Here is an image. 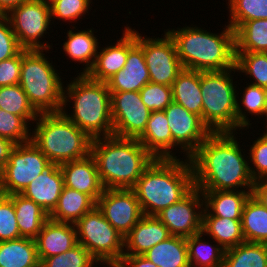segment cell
Instances as JSON below:
<instances>
[{
	"instance_id": "11",
	"label": "cell",
	"mask_w": 267,
	"mask_h": 267,
	"mask_svg": "<svg viewBox=\"0 0 267 267\" xmlns=\"http://www.w3.org/2000/svg\"><path fill=\"white\" fill-rule=\"evenodd\" d=\"M52 163L30 140L16 144L8 162L1 169V188L3 195L22 193L38 175Z\"/></svg>"
},
{
	"instance_id": "17",
	"label": "cell",
	"mask_w": 267,
	"mask_h": 267,
	"mask_svg": "<svg viewBox=\"0 0 267 267\" xmlns=\"http://www.w3.org/2000/svg\"><path fill=\"white\" fill-rule=\"evenodd\" d=\"M150 76L143 49L137 44L136 30L128 25V56L124 67L106 81L110 92H139Z\"/></svg>"
},
{
	"instance_id": "8",
	"label": "cell",
	"mask_w": 267,
	"mask_h": 267,
	"mask_svg": "<svg viewBox=\"0 0 267 267\" xmlns=\"http://www.w3.org/2000/svg\"><path fill=\"white\" fill-rule=\"evenodd\" d=\"M237 67L201 72L202 121L212 133L236 132ZM233 74V75H232Z\"/></svg>"
},
{
	"instance_id": "5",
	"label": "cell",
	"mask_w": 267,
	"mask_h": 267,
	"mask_svg": "<svg viewBox=\"0 0 267 267\" xmlns=\"http://www.w3.org/2000/svg\"><path fill=\"white\" fill-rule=\"evenodd\" d=\"M90 155L105 189H131L154 159L138 139L114 135L94 138Z\"/></svg>"
},
{
	"instance_id": "26",
	"label": "cell",
	"mask_w": 267,
	"mask_h": 267,
	"mask_svg": "<svg viewBox=\"0 0 267 267\" xmlns=\"http://www.w3.org/2000/svg\"><path fill=\"white\" fill-rule=\"evenodd\" d=\"M203 195L204 210L202 215L222 218L242 219V211L252 190H200Z\"/></svg>"
},
{
	"instance_id": "20",
	"label": "cell",
	"mask_w": 267,
	"mask_h": 267,
	"mask_svg": "<svg viewBox=\"0 0 267 267\" xmlns=\"http://www.w3.org/2000/svg\"><path fill=\"white\" fill-rule=\"evenodd\" d=\"M66 33V40L61 44L63 51L72 62H78L84 68H80L81 71L77 74H87L95 63L97 52L101 46L97 38V32L92 28H83L78 30L77 26L71 25ZM96 34V35H95ZM100 44V45H99Z\"/></svg>"
},
{
	"instance_id": "43",
	"label": "cell",
	"mask_w": 267,
	"mask_h": 267,
	"mask_svg": "<svg viewBox=\"0 0 267 267\" xmlns=\"http://www.w3.org/2000/svg\"><path fill=\"white\" fill-rule=\"evenodd\" d=\"M259 137L245 146L248 152L249 170L254 181L267 178V127L262 133H257Z\"/></svg>"
},
{
	"instance_id": "32",
	"label": "cell",
	"mask_w": 267,
	"mask_h": 267,
	"mask_svg": "<svg viewBox=\"0 0 267 267\" xmlns=\"http://www.w3.org/2000/svg\"><path fill=\"white\" fill-rule=\"evenodd\" d=\"M0 267H40L35 239L21 237L0 242Z\"/></svg>"
},
{
	"instance_id": "3",
	"label": "cell",
	"mask_w": 267,
	"mask_h": 267,
	"mask_svg": "<svg viewBox=\"0 0 267 267\" xmlns=\"http://www.w3.org/2000/svg\"><path fill=\"white\" fill-rule=\"evenodd\" d=\"M194 187L190 159L179 157L154 158L131 189L143 214L156 216L164 208L185 197Z\"/></svg>"
},
{
	"instance_id": "25",
	"label": "cell",
	"mask_w": 267,
	"mask_h": 267,
	"mask_svg": "<svg viewBox=\"0 0 267 267\" xmlns=\"http://www.w3.org/2000/svg\"><path fill=\"white\" fill-rule=\"evenodd\" d=\"M137 139L154 158L172 159V133L164 111L151 112Z\"/></svg>"
},
{
	"instance_id": "7",
	"label": "cell",
	"mask_w": 267,
	"mask_h": 267,
	"mask_svg": "<svg viewBox=\"0 0 267 267\" xmlns=\"http://www.w3.org/2000/svg\"><path fill=\"white\" fill-rule=\"evenodd\" d=\"M44 51L50 53L44 49H22L19 85L39 114L61 112L65 78Z\"/></svg>"
},
{
	"instance_id": "13",
	"label": "cell",
	"mask_w": 267,
	"mask_h": 267,
	"mask_svg": "<svg viewBox=\"0 0 267 267\" xmlns=\"http://www.w3.org/2000/svg\"><path fill=\"white\" fill-rule=\"evenodd\" d=\"M163 111L172 133V159L182 153L184 159H189L212 132L199 115L173 101ZM177 152L180 155L176 156Z\"/></svg>"
},
{
	"instance_id": "30",
	"label": "cell",
	"mask_w": 267,
	"mask_h": 267,
	"mask_svg": "<svg viewBox=\"0 0 267 267\" xmlns=\"http://www.w3.org/2000/svg\"><path fill=\"white\" fill-rule=\"evenodd\" d=\"M201 231L225 250L245 242L241 219L202 215Z\"/></svg>"
},
{
	"instance_id": "38",
	"label": "cell",
	"mask_w": 267,
	"mask_h": 267,
	"mask_svg": "<svg viewBox=\"0 0 267 267\" xmlns=\"http://www.w3.org/2000/svg\"><path fill=\"white\" fill-rule=\"evenodd\" d=\"M0 108L24 117L31 125L39 116L19 84L0 87Z\"/></svg>"
},
{
	"instance_id": "10",
	"label": "cell",
	"mask_w": 267,
	"mask_h": 267,
	"mask_svg": "<svg viewBox=\"0 0 267 267\" xmlns=\"http://www.w3.org/2000/svg\"><path fill=\"white\" fill-rule=\"evenodd\" d=\"M6 17L9 19L17 41L23 49H53V43L51 45L48 40L42 39L47 38L45 36L47 34L50 36L48 31L52 30L53 27L48 0L24 2L11 10Z\"/></svg>"
},
{
	"instance_id": "19",
	"label": "cell",
	"mask_w": 267,
	"mask_h": 267,
	"mask_svg": "<svg viewBox=\"0 0 267 267\" xmlns=\"http://www.w3.org/2000/svg\"><path fill=\"white\" fill-rule=\"evenodd\" d=\"M39 261L64 253L78 244L74 224L53 221L44 223L35 238Z\"/></svg>"
},
{
	"instance_id": "34",
	"label": "cell",
	"mask_w": 267,
	"mask_h": 267,
	"mask_svg": "<svg viewBox=\"0 0 267 267\" xmlns=\"http://www.w3.org/2000/svg\"><path fill=\"white\" fill-rule=\"evenodd\" d=\"M204 236L201 231L186 238L190 267H214L223 263L225 249L215 240L209 242L210 238L205 239Z\"/></svg>"
},
{
	"instance_id": "42",
	"label": "cell",
	"mask_w": 267,
	"mask_h": 267,
	"mask_svg": "<svg viewBox=\"0 0 267 267\" xmlns=\"http://www.w3.org/2000/svg\"><path fill=\"white\" fill-rule=\"evenodd\" d=\"M32 125L24 117L9 113L0 108V137L15 144L31 140Z\"/></svg>"
},
{
	"instance_id": "51",
	"label": "cell",
	"mask_w": 267,
	"mask_h": 267,
	"mask_svg": "<svg viewBox=\"0 0 267 267\" xmlns=\"http://www.w3.org/2000/svg\"><path fill=\"white\" fill-rule=\"evenodd\" d=\"M27 1L30 0H0V15L6 16L15 7Z\"/></svg>"
},
{
	"instance_id": "48",
	"label": "cell",
	"mask_w": 267,
	"mask_h": 267,
	"mask_svg": "<svg viewBox=\"0 0 267 267\" xmlns=\"http://www.w3.org/2000/svg\"><path fill=\"white\" fill-rule=\"evenodd\" d=\"M114 267H158L143 255H123Z\"/></svg>"
},
{
	"instance_id": "18",
	"label": "cell",
	"mask_w": 267,
	"mask_h": 267,
	"mask_svg": "<svg viewBox=\"0 0 267 267\" xmlns=\"http://www.w3.org/2000/svg\"><path fill=\"white\" fill-rule=\"evenodd\" d=\"M63 175L64 186L89 195L95 202L103 194L97 165L89 155L83 159L68 161L59 165Z\"/></svg>"
},
{
	"instance_id": "1",
	"label": "cell",
	"mask_w": 267,
	"mask_h": 267,
	"mask_svg": "<svg viewBox=\"0 0 267 267\" xmlns=\"http://www.w3.org/2000/svg\"><path fill=\"white\" fill-rule=\"evenodd\" d=\"M237 134L211 133L189 158L196 188L218 191L252 190L254 180L249 170L248 153L246 148H242L246 143L241 145Z\"/></svg>"
},
{
	"instance_id": "31",
	"label": "cell",
	"mask_w": 267,
	"mask_h": 267,
	"mask_svg": "<svg viewBox=\"0 0 267 267\" xmlns=\"http://www.w3.org/2000/svg\"><path fill=\"white\" fill-rule=\"evenodd\" d=\"M158 267H190L186 238L171 235L143 254Z\"/></svg>"
},
{
	"instance_id": "35",
	"label": "cell",
	"mask_w": 267,
	"mask_h": 267,
	"mask_svg": "<svg viewBox=\"0 0 267 267\" xmlns=\"http://www.w3.org/2000/svg\"><path fill=\"white\" fill-rule=\"evenodd\" d=\"M224 267H267V244L243 242L225 250Z\"/></svg>"
},
{
	"instance_id": "37",
	"label": "cell",
	"mask_w": 267,
	"mask_h": 267,
	"mask_svg": "<svg viewBox=\"0 0 267 267\" xmlns=\"http://www.w3.org/2000/svg\"><path fill=\"white\" fill-rule=\"evenodd\" d=\"M228 25L236 31L244 22L267 19V0H226Z\"/></svg>"
},
{
	"instance_id": "40",
	"label": "cell",
	"mask_w": 267,
	"mask_h": 267,
	"mask_svg": "<svg viewBox=\"0 0 267 267\" xmlns=\"http://www.w3.org/2000/svg\"><path fill=\"white\" fill-rule=\"evenodd\" d=\"M51 21L55 27V19L63 22L78 23L80 19H85V15H90L92 10V0H49ZM92 3V4H91ZM90 10V12H89Z\"/></svg>"
},
{
	"instance_id": "4",
	"label": "cell",
	"mask_w": 267,
	"mask_h": 267,
	"mask_svg": "<svg viewBox=\"0 0 267 267\" xmlns=\"http://www.w3.org/2000/svg\"><path fill=\"white\" fill-rule=\"evenodd\" d=\"M70 79L64 84L61 112L92 139L112 136L111 93L107 83L92 80L86 74ZM68 109H72L71 113Z\"/></svg>"
},
{
	"instance_id": "49",
	"label": "cell",
	"mask_w": 267,
	"mask_h": 267,
	"mask_svg": "<svg viewBox=\"0 0 267 267\" xmlns=\"http://www.w3.org/2000/svg\"><path fill=\"white\" fill-rule=\"evenodd\" d=\"M251 195L267 208V178L254 181Z\"/></svg>"
},
{
	"instance_id": "9",
	"label": "cell",
	"mask_w": 267,
	"mask_h": 267,
	"mask_svg": "<svg viewBox=\"0 0 267 267\" xmlns=\"http://www.w3.org/2000/svg\"><path fill=\"white\" fill-rule=\"evenodd\" d=\"M74 225L78 244L84 246L103 267H114L123 257L124 236L107 221L97 206Z\"/></svg>"
},
{
	"instance_id": "23",
	"label": "cell",
	"mask_w": 267,
	"mask_h": 267,
	"mask_svg": "<svg viewBox=\"0 0 267 267\" xmlns=\"http://www.w3.org/2000/svg\"><path fill=\"white\" fill-rule=\"evenodd\" d=\"M126 26L116 43L110 40L111 44L99 47L95 63L86 74L90 79L106 82L124 67L128 56V24Z\"/></svg>"
},
{
	"instance_id": "44",
	"label": "cell",
	"mask_w": 267,
	"mask_h": 267,
	"mask_svg": "<svg viewBox=\"0 0 267 267\" xmlns=\"http://www.w3.org/2000/svg\"><path fill=\"white\" fill-rule=\"evenodd\" d=\"M139 92L151 112L163 111L173 101L172 88L168 85L149 82Z\"/></svg>"
},
{
	"instance_id": "16",
	"label": "cell",
	"mask_w": 267,
	"mask_h": 267,
	"mask_svg": "<svg viewBox=\"0 0 267 267\" xmlns=\"http://www.w3.org/2000/svg\"><path fill=\"white\" fill-rule=\"evenodd\" d=\"M96 206L107 221L126 236L144 216L140 203L132 189H104Z\"/></svg>"
},
{
	"instance_id": "50",
	"label": "cell",
	"mask_w": 267,
	"mask_h": 267,
	"mask_svg": "<svg viewBox=\"0 0 267 267\" xmlns=\"http://www.w3.org/2000/svg\"><path fill=\"white\" fill-rule=\"evenodd\" d=\"M16 144L9 139L0 137V170L8 162L10 153Z\"/></svg>"
},
{
	"instance_id": "29",
	"label": "cell",
	"mask_w": 267,
	"mask_h": 267,
	"mask_svg": "<svg viewBox=\"0 0 267 267\" xmlns=\"http://www.w3.org/2000/svg\"><path fill=\"white\" fill-rule=\"evenodd\" d=\"M95 206L96 202L89 195L64 186L49 218L57 222L75 224Z\"/></svg>"
},
{
	"instance_id": "41",
	"label": "cell",
	"mask_w": 267,
	"mask_h": 267,
	"mask_svg": "<svg viewBox=\"0 0 267 267\" xmlns=\"http://www.w3.org/2000/svg\"><path fill=\"white\" fill-rule=\"evenodd\" d=\"M99 264L84 246L77 244L64 253L43 259L40 267H98Z\"/></svg>"
},
{
	"instance_id": "46",
	"label": "cell",
	"mask_w": 267,
	"mask_h": 267,
	"mask_svg": "<svg viewBox=\"0 0 267 267\" xmlns=\"http://www.w3.org/2000/svg\"><path fill=\"white\" fill-rule=\"evenodd\" d=\"M22 49L9 19L6 16L0 15V61L16 56Z\"/></svg>"
},
{
	"instance_id": "6",
	"label": "cell",
	"mask_w": 267,
	"mask_h": 267,
	"mask_svg": "<svg viewBox=\"0 0 267 267\" xmlns=\"http://www.w3.org/2000/svg\"><path fill=\"white\" fill-rule=\"evenodd\" d=\"M34 123L31 141L52 164L60 165L90 155L93 139L62 112L40 113Z\"/></svg>"
},
{
	"instance_id": "14",
	"label": "cell",
	"mask_w": 267,
	"mask_h": 267,
	"mask_svg": "<svg viewBox=\"0 0 267 267\" xmlns=\"http://www.w3.org/2000/svg\"><path fill=\"white\" fill-rule=\"evenodd\" d=\"M111 93L113 135L137 139L145 130L151 111L142 102L140 92Z\"/></svg>"
},
{
	"instance_id": "52",
	"label": "cell",
	"mask_w": 267,
	"mask_h": 267,
	"mask_svg": "<svg viewBox=\"0 0 267 267\" xmlns=\"http://www.w3.org/2000/svg\"><path fill=\"white\" fill-rule=\"evenodd\" d=\"M0 195H2V188H1V170H0Z\"/></svg>"
},
{
	"instance_id": "28",
	"label": "cell",
	"mask_w": 267,
	"mask_h": 267,
	"mask_svg": "<svg viewBox=\"0 0 267 267\" xmlns=\"http://www.w3.org/2000/svg\"><path fill=\"white\" fill-rule=\"evenodd\" d=\"M7 196L14 203L20 236L35 239L44 223L49 219V214L21 193Z\"/></svg>"
},
{
	"instance_id": "27",
	"label": "cell",
	"mask_w": 267,
	"mask_h": 267,
	"mask_svg": "<svg viewBox=\"0 0 267 267\" xmlns=\"http://www.w3.org/2000/svg\"><path fill=\"white\" fill-rule=\"evenodd\" d=\"M201 72L183 69L172 83L173 102L202 118Z\"/></svg>"
},
{
	"instance_id": "36",
	"label": "cell",
	"mask_w": 267,
	"mask_h": 267,
	"mask_svg": "<svg viewBox=\"0 0 267 267\" xmlns=\"http://www.w3.org/2000/svg\"><path fill=\"white\" fill-rule=\"evenodd\" d=\"M235 52H267V19L244 22L235 31Z\"/></svg>"
},
{
	"instance_id": "33",
	"label": "cell",
	"mask_w": 267,
	"mask_h": 267,
	"mask_svg": "<svg viewBox=\"0 0 267 267\" xmlns=\"http://www.w3.org/2000/svg\"><path fill=\"white\" fill-rule=\"evenodd\" d=\"M241 224L245 242L267 244V208L252 195L244 204Z\"/></svg>"
},
{
	"instance_id": "12",
	"label": "cell",
	"mask_w": 267,
	"mask_h": 267,
	"mask_svg": "<svg viewBox=\"0 0 267 267\" xmlns=\"http://www.w3.org/2000/svg\"><path fill=\"white\" fill-rule=\"evenodd\" d=\"M136 41L143 49L150 82L171 86L183 70L174 39L166 30L161 38L142 36L137 30Z\"/></svg>"
},
{
	"instance_id": "21",
	"label": "cell",
	"mask_w": 267,
	"mask_h": 267,
	"mask_svg": "<svg viewBox=\"0 0 267 267\" xmlns=\"http://www.w3.org/2000/svg\"><path fill=\"white\" fill-rule=\"evenodd\" d=\"M170 236L168 228L157 216L144 215L124 237V255H143Z\"/></svg>"
},
{
	"instance_id": "45",
	"label": "cell",
	"mask_w": 267,
	"mask_h": 267,
	"mask_svg": "<svg viewBox=\"0 0 267 267\" xmlns=\"http://www.w3.org/2000/svg\"><path fill=\"white\" fill-rule=\"evenodd\" d=\"M21 238L13 201L0 195V242Z\"/></svg>"
},
{
	"instance_id": "47",
	"label": "cell",
	"mask_w": 267,
	"mask_h": 267,
	"mask_svg": "<svg viewBox=\"0 0 267 267\" xmlns=\"http://www.w3.org/2000/svg\"><path fill=\"white\" fill-rule=\"evenodd\" d=\"M22 50L14 57L0 61V87L19 84Z\"/></svg>"
},
{
	"instance_id": "2",
	"label": "cell",
	"mask_w": 267,
	"mask_h": 267,
	"mask_svg": "<svg viewBox=\"0 0 267 267\" xmlns=\"http://www.w3.org/2000/svg\"><path fill=\"white\" fill-rule=\"evenodd\" d=\"M165 30L174 39L183 69L210 72L235 67V31L228 24L220 33L192 23Z\"/></svg>"
},
{
	"instance_id": "54",
	"label": "cell",
	"mask_w": 267,
	"mask_h": 267,
	"mask_svg": "<svg viewBox=\"0 0 267 267\" xmlns=\"http://www.w3.org/2000/svg\"><path fill=\"white\" fill-rule=\"evenodd\" d=\"M214 267H224V264L222 263V264L214 266Z\"/></svg>"
},
{
	"instance_id": "39",
	"label": "cell",
	"mask_w": 267,
	"mask_h": 267,
	"mask_svg": "<svg viewBox=\"0 0 267 267\" xmlns=\"http://www.w3.org/2000/svg\"><path fill=\"white\" fill-rule=\"evenodd\" d=\"M238 75L247 76L248 83L267 87V52H235ZM241 73V74H240Z\"/></svg>"
},
{
	"instance_id": "53",
	"label": "cell",
	"mask_w": 267,
	"mask_h": 267,
	"mask_svg": "<svg viewBox=\"0 0 267 267\" xmlns=\"http://www.w3.org/2000/svg\"><path fill=\"white\" fill-rule=\"evenodd\" d=\"M265 94H266V110H267V87L265 88Z\"/></svg>"
},
{
	"instance_id": "24",
	"label": "cell",
	"mask_w": 267,
	"mask_h": 267,
	"mask_svg": "<svg viewBox=\"0 0 267 267\" xmlns=\"http://www.w3.org/2000/svg\"><path fill=\"white\" fill-rule=\"evenodd\" d=\"M245 83L246 87L242 88L243 91L241 90L242 86H237L238 90L241 91L239 94V91L237 90L236 97V132L238 133L239 131L238 135L245 134L244 132L242 133V131H247L249 127L250 129L254 128L251 127L252 123H250L252 122V119L248 117L250 114L251 116L254 115L255 118L258 117L256 118L257 120L262 118L261 120L265 121L264 119H266V122L263 125L264 127H267L265 88L247 83V81ZM239 95L241 97H239Z\"/></svg>"
},
{
	"instance_id": "15",
	"label": "cell",
	"mask_w": 267,
	"mask_h": 267,
	"mask_svg": "<svg viewBox=\"0 0 267 267\" xmlns=\"http://www.w3.org/2000/svg\"><path fill=\"white\" fill-rule=\"evenodd\" d=\"M203 210L202 192L194 187L185 197L164 208L156 216L171 235L188 238L201 232Z\"/></svg>"
},
{
	"instance_id": "22",
	"label": "cell",
	"mask_w": 267,
	"mask_h": 267,
	"mask_svg": "<svg viewBox=\"0 0 267 267\" xmlns=\"http://www.w3.org/2000/svg\"><path fill=\"white\" fill-rule=\"evenodd\" d=\"M63 188L64 181L60 167L58 164H52L32 180L21 194L50 214L56 207Z\"/></svg>"
}]
</instances>
